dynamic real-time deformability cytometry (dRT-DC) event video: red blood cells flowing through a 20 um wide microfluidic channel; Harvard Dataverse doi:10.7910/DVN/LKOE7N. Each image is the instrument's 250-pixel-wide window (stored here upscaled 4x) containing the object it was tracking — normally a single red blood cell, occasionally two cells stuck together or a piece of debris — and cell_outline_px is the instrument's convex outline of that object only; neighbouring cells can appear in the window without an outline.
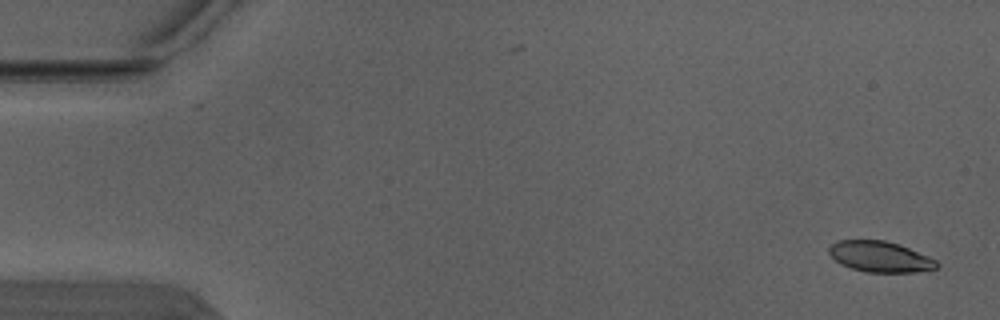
{"species": "Egyptian fruit bat (a non-hibernating species)", "species_latin": "Rousettus aegyptiacus", "temperature_condition": "warm", "stored_images_in_passage": 5, "camera_frame_rate_fps": 3000, "um_per_image_px": 0.085, "animal": {"sex": "male"}, "frame": {"image": 1, "passage_image": 1, "time_ms": 0.0, "image_size_px": [1000, 320], "cell_outline_px": [[940, 264], [936, 268], [916, 272], [864, 272], [840, 264], [828, 252], [828, 248], [836, 240], [884, 240], [900, 244], [928, 256], [936, 260]], "centroid_in_image_um": [74.8, 21.81], "position_along_channel_um": 10.2, "area_um2": 19.36}}